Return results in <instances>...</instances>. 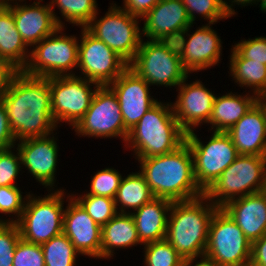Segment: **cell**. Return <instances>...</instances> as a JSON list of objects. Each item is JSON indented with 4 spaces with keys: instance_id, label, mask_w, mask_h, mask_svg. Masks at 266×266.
I'll return each instance as SVG.
<instances>
[{
    "instance_id": "obj_50",
    "label": "cell",
    "mask_w": 266,
    "mask_h": 266,
    "mask_svg": "<svg viewBox=\"0 0 266 266\" xmlns=\"http://www.w3.org/2000/svg\"><path fill=\"white\" fill-rule=\"evenodd\" d=\"M223 4V7L225 6V0H218Z\"/></svg>"
},
{
    "instance_id": "obj_45",
    "label": "cell",
    "mask_w": 266,
    "mask_h": 266,
    "mask_svg": "<svg viewBox=\"0 0 266 266\" xmlns=\"http://www.w3.org/2000/svg\"><path fill=\"white\" fill-rule=\"evenodd\" d=\"M235 4L236 5H240L241 7L242 6H244V7L247 6L248 7V5L253 6V4L254 5L256 4V6H257V0H225L224 11H225L226 15L229 18L237 15L236 14L237 11L235 12V10L233 8L234 6H236Z\"/></svg>"
},
{
    "instance_id": "obj_48",
    "label": "cell",
    "mask_w": 266,
    "mask_h": 266,
    "mask_svg": "<svg viewBox=\"0 0 266 266\" xmlns=\"http://www.w3.org/2000/svg\"><path fill=\"white\" fill-rule=\"evenodd\" d=\"M260 2V4H259ZM259 4L262 13H266V0H257V5Z\"/></svg>"
},
{
    "instance_id": "obj_43",
    "label": "cell",
    "mask_w": 266,
    "mask_h": 266,
    "mask_svg": "<svg viewBox=\"0 0 266 266\" xmlns=\"http://www.w3.org/2000/svg\"><path fill=\"white\" fill-rule=\"evenodd\" d=\"M160 0H123L121 8L131 15L143 18Z\"/></svg>"
},
{
    "instance_id": "obj_18",
    "label": "cell",
    "mask_w": 266,
    "mask_h": 266,
    "mask_svg": "<svg viewBox=\"0 0 266 266\" xmlns=\"http://www.w3.org/2000/svg\"><path fill=\"white\" fill-rule=\"evenodd\" d=\"M109 87L116 94L125 129L129 132L158 101L150 85L129 67Z\"/></svg>"
},
{
    "instance_id": "obj_28",
    "label": "cell",
    "mask_w": 266,
    "mask_h": 266,
    "mask_svg": "<svg viewBox=\"0 0 266 266\" xmlns=\"http://www.w3.org/2000/svg\"><path fill=\"white\" fill-rule=\"evenodd\" d=\"M230 50L228 69L232 81L257 96L266 93V65L242 58L232 47Z\"/></svg>"
},
{
    "instance_id": "obj_1",
    "label": "cell",
    "mask_w": 266,
    "mask_h": 266,
    "mask_svg": "<svg viewBox=\"0 0 266 266\" xmlns=\"http://www.w3.org/2000/svg\"><path fill=\"white\" fill-rule=\"evenodd\" d=\"M1 101L16 142L58 130L52 114L49 78L20 71Z\"/></svg>"
},
{
    "instance_id": "obj_27",
    "label": "cell",
    "mask_w": 266,
    "mask_h": 266,
    "mask_svg": "<svg viewBox=\"0 0 266 266\" xmlns=\"http://www.w3.org/2000/svg\"><path fill=\"white\" fill-rule=\"evenodd\" d=\"M29 57L30 48L16 28L12 10L5 5L0 10V58L9 61L23 71Z\"/></svg>"
},
{
    "instance_id": "obj_37",
    "label": "cell",
    "mask_w": 266,
    "mask_h": 266,
    "mask_svg": "<svg viewBox=\"0 0 266 266\" xmlns=\"http://www.w3.org/2000/svg\"><path fill=\"white\" fill-rule=\"evenodd\" d=\"M20 171L22 172V164L18 149L15 146L0 149V187L18 186L16 179L20 176Z\"/></svg>"
},
{
    "instance_id": "obj_40",
    "label": "cell",
    "mask_w": 266,
    "mask_h": 266,
    "mask_svg": "<svg viewBox=\"0 0 266 266\" xmlns=\"http://www.w3.org/2000/svg\"><path fill=\"white\" fill-rule=\"evenodd\" d=\"M232 48L242 57L260 62L266 65V37L258 36L255 38L242 39L234 43Z\"/></svg>"
},
{
    "instance_id": "obj_32",
    "label": "cell",
    "mask_w": 266,
    "mask_h": 266,
    "mask_svg": "<svg viewBox=\"0 0 266 266\" xmlns=\"http://www.w3.org/2000/svg\"><path fill=\"white\" fill-rule=\"evenodd\" d=\"M86 210L88 215L99 225L104 226L117 213L115 201L113 198L96 196L92 194H72L70 193Z\"/></svg>"
},
{
    "instance_id": "obj_44",
    "label": "cell",
    "mask_w": 266,
    "mask_h": 266,
    "mask_svg": "<svg viewBox=\"0 0 266 266\" xmlns=\"http://www.w3.org/2000/svg\"><path fill=\"white\" fill-rule=\"evenodd\" d=\"M249 266H266V234L252 243Z\"/></svg>"
},
{
    "instance_id": "obj_41",
    "label": "cell",
    "mask_w": 266,
    "mask_h": 266,
    "mask_svg": "<svg viewBox=\"0 0 266 266\" xmlns=\"http://www.w3.org/2000/svg\"><path fill=\"white\" fill-rule=\"evenodd\" d=\"M16 140L12 133L5 107L0 100V149L14 147Z\"/></svg>"
},
{
    "instance_id": "obj_23",
    "label": "cell",
    "mask_w": 266,
    "mask_h": 266,
    "mask_svg": "<svg viewBox=\"0 0 266 266\" xmlns=\"http://www.w3.org/2000/svg\"><path fill=\"white\" fill-rule=\"evenodd\" d=\"M226 133L238 154L266 156V117L258 103Z\"/></svg>"
},
{
    "instance_id": "obj_46",
    "label": "cell",
    "mask_w": 266,
    "mask_h": 266,
    "mask_svg": "<svg viewBox=\"0 0 266 266\" xmlns=\"http://www.w3.org/2000/svg\"><path fill=\"white\" fill-rule=\"evenodd\" d=\"M200 259V260H198ZM197 260V261H196ZM183 266H217L212 260L203 256L200 258H190L184 261Z\"/></svg>"
},
{
    "instance_id": "obj_7",
    "label": "cell",
    "mask_w": 266,
    "mask_h": 266,
    "mask_svg": "<svg viewBox=\"0 0 266 266\" xmlns=\"http://www.w3.org/2000/svg\"><path fill=\"white\" fill-rule=\"evenodd\" d=\"M65 190L60 187L48 190L44 196L28 194L21 218L16 222L23 240L42 245L63 233Z\"/></svg>"
},
{
    "instance_id": "obj_21",
    "label": "cell",
    "mask_w": 266,
    "mask_h": 266,
    "mask_svg": "<svg viewBox=\"0 0 266 266\" xmlns=\"http://www.w3.org/2000/svg\"><path fill=\"white\" fill-rule=\"evenodd\" d=\"M25 1L11 0L6 5L12 10L16 28L23 41L31 49L42 39L53 34L59 25L49 3L42 4L43 0H35L32 4H27Z\"/></svg>"
},
{
    "instance_id": "obj_20",
    "label": "cell",
    "mask_w": 266,
    "mask_h": 266,
    "mask_svg": "<svg viewBox=\"0 0 266 266\" xmlns=\"http://www.w3.org/2000/svg\"><path fill=\"white\" fill-rule=\"evenodd\" d=\"M141 20L147 40L176 41L193 25L181 0H160Z\"/></svg>"
},
{
    "instance_id": "obj_26",
    "label": "cell",
    "mask_w": 266,
    "mask_h": 266,
    "mask_svg": "<svg viewBox=\"0 0 266 266\" xmlns=\"http://www.w3.org/2000/svg\"><path fill=\"white\" fill-rule=\"evenodd\" d=\"M143 244L137 234L134 218L129 213H117L102 226L101 259H113L115 249H128Z\"/></svg>"
},
{
    "instance_id": "obj_15",
    "label": "cell",
    "mask_w": 266,
    "mask_h": 266,
    "mask_svg": "<svg viewBox=\"0 0 266 266\" xmlns=\"http://www.w3.org/2000/svg\"><path fill=\"white\" fill-rule=\"evenodd\" d=\"M212 25L206 22L192 34L189 32L194 25H190L175 41L182 66L189 75L218 66L222 60L223 42Z\"/></svg>"
},
{
    "instance_id": "obj_49",
    "label": "cell",
    "mask_w": 266,
    "mask_h": 266,
    "mask_svg": "<svg viewBox=\"0 0 266 266\" xmlns=\"http://www.w3.org/2000/svg\"><path fill=\"white\" fill-rule=\"evenodd\" d=\"M6 1L0 0V10L6 5Z\"/></svg>"
},
{
    "instance_id": "obj_33",
    "label": "cell",
    "mask_w": 266,
    "mask_h": 266,
    "mask_svg": "<svg viewBox=\"0 0 266 266\" xmlns=\"http://www.w3.org/2000/svg\"><path fill=\"white\" fill-rule=\"evenodd\" d=\"M144 246V266H183L185 259L166 240L149 242Z\"/></svg>"
},
{
    "instance_id": "obj_4",
    "label": "cell",
    "mask_w": 266,
    "mask_h": 266,
    "mask_svg": "<svg viewBox=\"0 0 266 266\" xmlns=\"http://www.w3.org/2000/svg\"><path fill=\"white\" fill-rule=\"evenodd\" d=\"M185 137L171 101H157L129 131L124 146L131 148L137 160L173 152L185 142Z\"/></svg>"
},
{
    "instance_id": "obj_9",
    "label": "cell",
    "mask_w": 266,
    "mask_h": 266,
    "mask_svg": "<svg viewBox=\"0 0 266 266\" xmlns=\"http://www.w3.org/2000/svg\"><path fill=\"white\" fill-rule=\"evenodd\" d=\"M112 2L104 16L98 19L97 12L85 28L129 64L143 40L141 18Z\"/></svg>"
},
{
    "instance_id": "obj_10",
    "label": "cell",
    "mask_w": 266,
    "mask_h": 266,
    "mask_svg": "<svg viewBox=\"0 0 266 266\" xmlns=\"http://www.w3.org/2000/svg\"><path fill=\"white\" fill-rule=\"evenodd\" d=\"M194 166V176L199 188L205 192L239 155L231 137L226 132H213L204 143L195 131L186 134Z\"/></svg>"
},
{
    "instance_id": "obj_30",
    "label": "cell",
    "mask_w": 266,
    "mask_h": 266,
    "mask_svg": "<svg viewBox=\"0 0 266 266\" xmlns=\"http://www.w3.org/2000/svg\"><path fill=\"white\" fill-rule=\"evenodd\" d=\"M49 4L57 24L63 28L67 25L65 22L73 24V27L75 25L79 28H85L99 12L96 0H51ZM56 7L60 16L55 13ZM61 19L65 20V22Z\"/></svg>"
},
{
    "instance_id": "obj_47",
    "label": "cell",
    "mask_w": 266,
    "mask_h": 266,
    "mask_svg": "<svg viewBox=\"0 0 266 266\" xmlns=\"http://www.w3.org/2000/svg\"><path fill=\"white\" fill-rule=\"evenodd\" d=\"M257 103L260 105V107L263 109L266 117V93L260 94L257 97Z\"/></svg>"
},
{
    "instance_id": "obj_16",
    "label": "cell",
    "mask_w": 266,
    "mask_h": 266,
    "mask_svg": "<svg viewBox=\"0 0 266 266\" xmlns=\"http://www.w3.org/2000/svg\"><path fill=\"white\" fill-rule=\"evenodd\" d=\"M52 133L43 137H32L17 141L15 147L21 156L22 169L28 170L33 178L47 191L55 190L58 167V138ZM54 186V187H53Z\"/></svg>"
},
{
    "instance_id": "obj_42",
    "label": "cell",
    "mask_w": 266,
    "mask_h": 266,
    "mask_svg": "<svg viewBox=\"0 0 266 266\" xmlns=\"http://www.w3.org/2000/svg\"><path fill=\"white\" fill-rule=\"evenodd\" d=\"M20 72L9 61L0 58V100L6 94L15 76Z\"/></svg>"
},
{
    "instance_id": "obj_3",
    "label": "cell",
    "mask_w": 266,
    "mask_h": 266,
    "mask_svg": "<svg viewBox=\"0 0 266 266\" xmlns=\"http://www.w3.org/2000/svg\"><path fill=\"white\" fill-rule=\"evenodd\" d=\"M219 207L204 195L172 203L165 239L186 260L205 255L211 219Z\"/></svg>"
},
{
    "instance_id": "obj_19",
    "label": "cell",
    "mask_w": 266,
    "mask_h": 266,
    "mask_svg": "<svg viewBox=\"0 0 266 266\" xmlns=\"http://www.w3.org/2000/svg\"><path fill=\"white\" fill-rule=\"evenodd\" d=\"M63 216V233L70 239L81 256L101 259L102 227L99 226L80 205L67 193Z\"/></svg>"
},
{
    "instance_id": "obj_24",
    "label": "cell",
    "mask_w": 266,
    "mask_h": 266,
    "mask_svg": "<svg viewBox=\"0 0 266 266\" xmlns=\"http://www.w3.org/2000/svg\"><path fill=\"white\" fill-rule=\"evenodd\" d=\"M172 203L173 201L169 199L154 197L139 209L131 212L138 238L143 245L165 239Z\"/></svg>"
},
{
    "instance_id": "obj_17",
    "label": "cell",
    "mask_w": 266,
    "mask_h": 266,
    "mask_svg": "<svg viewBox=\"0 0 266 266\" xmlns=\"http://www.w3.org/2000/svg\"><path fill=\"white\" fill-rule=\"evenodd\" d=\"M187 81L188 77L176 88L177 98L171 102L174 116L186 134L196 131V127H202V124L208 125L217 95L200 79Z\"/></svg>"
},
{
    "instance_id": "obj_38",
    "label": "cell",
    "mask_w": 266,
    "mask_h": 266,
    "mask_svg": "<svg viewBox=\"0 0 266 266\" xmlns=\"http://www.w3.org/2000/svg\"><path fill=\"white\" fill-rule=\"evenodd\" d=\"M20 238L16 223L0 222V266H13L15 249Z\"/></svg>"
},
{
    "instance_id": "obj_11",
    "label": "cell",
    "mask_w": 266,
    "mask_h": 266,
    "mask_svg": "<svg viewBox=\"0 0 266 266\" xmlns=\"http://www.w3.org/2000/svg\"><path fill=\"white\" fill-rule=\"evenodd\" d=\"M251 247L239 226L219 208L210 222L204 256L217 266H249Z\"/></svg>"
},
{
    "instance_id": "obj_12",
    "label": "cell",
    "mask_w": 266,
    "mask_h": 266,
    "mask_svg": "<svg viewBox=\"0 0 266 266\" xmlns=\"http://www.w3.org/2000/svg\"><path fill=\"white\" fill-rule=\"evenodd\" d=\"M72 130L79 137H115L126 143L129 132L123 123L118 98L109 86L97 88L89 109Z\"/></svg>"
},
{
    "instance_id": "obj_39",
    "label": "cell",
    "mask_w": 266,
    "mask_h": 266,
    "mask_svg": "<svg viewBox=\"0 0 266 266\" xmlns=\"http://www.w3.org/2000/svg\"><path fill=\"white\" fill-rule=\"evenodd\" d=\"M13 266H45L41 245L20 238L16 245Z\"/></svg>"
},
{
    "instance_id": "obj_29",
    "label": "cell",
    "mask_w": 266,
    "mask_h": 266,
    "mask_svg": "<svg viewBox=\"0 0 266 266\" xmlns=\"http://www.w3.org/2000/svg\"><path fill=\"white\" fill-rule=\"evenodd\" d=\"M153 198L144 176L138 171L122 177L114 201L118 213L131 214Z\"/></svg>"
},
{
    "instance_id": "obj_6",
    "label": "cell",
    "mask_w": 266,
    "mask_h": 266,
    "mask_svg": "<svg viewBox=\"0 0 266 266\" xmlns=\"http://www.w3.org/2000/svg\"><path fill=\"white\" fill-rule=\"evenodd\" d=\"M266 188V156L239 154L204 196L221 208L230 200L257 193Z\"/></svg>"
},
{
    "instance_id": "obj_25",
    "label": "cell",
    "mask_w": 266,
    "mask_h": 266,
    "mask_svg": "<svg viewBox=\"0 0 266 266\" xmlns=\"http://www.w3.org/2000/svg\"><path fill=\"white\" fill-rule=\"evenodd\" d=\"M234 93L230 91L222 96L216 95L208 122V126L211 125L209 130L227 132L257 103L258 96L249 91L245 94Z\"/></svg>"
},
{
    "instance_id": "obj_2",
    "label": "cell",
    "mask_w": 266,
    "mask_h": 266,
    "mask_svg": "<svg viewBox=\"0 0 266 266\" xmlns=\"http://www.w3.org/2000/svg\"><path fill=\"white\" fill-rule=\"evenodd\" d=\"M136 161L154 197L175 202L204 195L196 183L193 156L186 142L168 154Z\"/></svg>"
},
{
    "instance_id": "obj_36",
    "label": "cell",
    "mask_w": 266,
    "mask_h": 266,
    "mask_svg": "<svg viewBox=\"0 0 266 266\" xmlns=\"http://www.w3.org/2000/svg\"><path fill=\"white\" fill-rule=\"evenodd\" d=\"M123 174L118 169L106 167L98 170L91 178V184L87 194L115 198Z\"/></svg>"
},
{
    "instance_id": "obj_8",
    "label": "cell",
    "mask_w": 266,
    "mask_h": 266,
    "mask_svg": "<svg viewBox=\"0 0 266 266\" xmlns=\"http://www.w3.org/2000/svg\"><path fill=\"white\" fill-rule=\"evenodd\" d=\"M59 27L30 49L23 72L35 77L75 76L78 66L79 37L64 33ZM76 73V74H75Z\"/></svg>"
},
{
    "instance_id": "obj_35",
    "label": "cell",
    "mask_w": 266,
    "mask_h": 266,
    "mask_svg": "<svg viewBox=\"0 0 266 266\" xmlns=\"http://www.w3.org/2000/svg\"><path fill=\"white\" fill-rule=\"evenodd\" d=\"M29 193L23 196V192L18 186L0 187V214L6 215V219L0 215V222L16 223L21 218ZM7 215L12 218H7Z\"/></svg>"
},
{
    "instance_id": "obj_5",
    "label": "cell",
    "mask_w": 266,
    "mask_h": 266,
    "mask_svg": "<svg viewBox=\"0 0 266 266\" xmlns=\"http://www.w3.org/2000/svg\"><path fill=\"white\" fill-rule=\"evenodd\" d=\"M128 67L150 86L169 89L178 87L190 76L182 66L175 41L143 39Z\"/></svg>"
},
{
    "instance_id": "obj_14",
    "label": "cell",
    "mask_w": 266,
    "mask_h": 266,
    "mask_svg": "<svg viewBox=\"0 0 266 266\" xmlns=\"http://www.w3.org/2000/svg\"><path fill=\"white\" fill-rule=\"evenodd\" d=\"M80 29L77 66L80 75L76 76L109 86L128 68V63L86 28Z\"/></svg>"
},
{
    "instance_id": "obj_13",
    "label": "cell",
    "mask_w": 266,
    "mask_h": 266,
    "mask_svg": "<svg viewBox=\"0 0 266 266\" xmlns=\"http://www.w3.org/2000/svg\"><path fill=\"white\" fill-rule=\"evenodd\" d=\"M49 86L56 125L60 127L58 124L66 122L71 128L85 115L99 87L98 84L76 75L50 77Z\"/></svg>"
},
{
    "instance_id": "obj_31",
    "label": "cell",
    "mask_w": 266,
    "mask_h": 266,
    "mask_svg": "<svg viewBox=\"0 0 266 266\" xmlns=\"http://www.w3.org/2000/svg\"><path fill=\"white\" fill-rule=\"evenodd\" d=\"M45 266H76L79 252L70 239L61 233L41 245Z\"/></svg>"
},
{
    "instance_id": "obj_34",
    "label": "cell",
    "mask_w": 266,
    "mask_h": 266,
    "mask_svg": "<svg viewBox=\"0 0 266 266\" xmlns=\"http://www.w3.org/2000/svg\"><path fill=\"white\" fill-rule=\"evenodd\" d=\"M186 7L187 14L192 24L195 20L203 18L208 24H217L221 20L228 19L223 4L218 0H181ZM197 13V15H196ZM197 17V18H196ZM220 20V21H219Z\"/></svg>"
},
{
    "instance_id": "obj_22",
    "label": "cell",
    "mask_w": 266,
    "mask_h": 266,
    "mask_svg": "<svg viewBox=\"0 0 266 266\" xmlns=\"http://www.w3.org/2000/svg\"><path fill=\"white\" fill-rule=\"evenodd\" d=\"M252 244L266 234V191L235 198L221 207Z\"/></svg>"
}]
</instances>
